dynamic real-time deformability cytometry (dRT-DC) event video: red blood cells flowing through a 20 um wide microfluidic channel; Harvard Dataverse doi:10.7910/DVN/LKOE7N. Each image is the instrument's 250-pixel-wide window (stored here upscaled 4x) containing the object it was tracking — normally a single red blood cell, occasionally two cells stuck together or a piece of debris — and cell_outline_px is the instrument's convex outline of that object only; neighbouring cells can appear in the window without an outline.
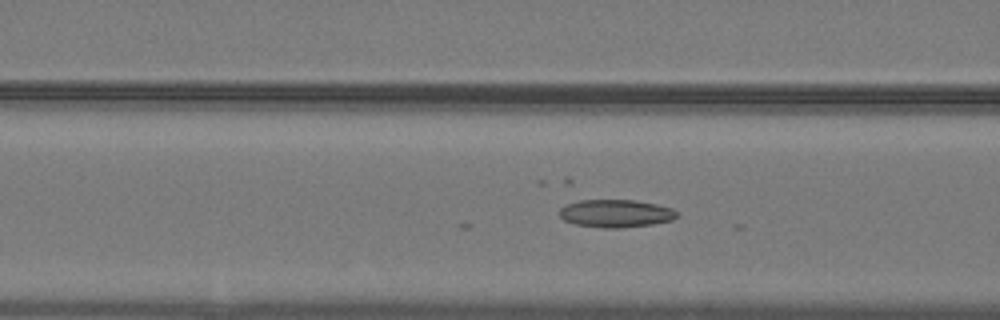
{"species": "common noctule bat (a hibernating species)", "species_latin": "Nyctalus noctula", "temperature_condition": "warm", "stored_images_in_passage": 23, "camera_frame_rate_fps": 3000, "um_per_image_px": 0.085, "animal": {"sex": "male", "body_mass_g": 19.2, "forearm_length_mm": 51.8}, "frame": {"image": 1, "passage_image": 21, "time_ms": 6.667, "image_size_px": [1000, 320], "cell_outline_px": [[676, 216], [672, 220], [652, 224], [624, 228], [604, 228], [576, 224], [564, 220], [560, 216], [560, 208], [568, 204], [580, 200], [636, 200], [656, 204], [672, 208], [676, 212]], "centroid_in_image_um": [52.34, 18.14], "position_along_channel_um": 114.3, "area_um2": 18.9}}